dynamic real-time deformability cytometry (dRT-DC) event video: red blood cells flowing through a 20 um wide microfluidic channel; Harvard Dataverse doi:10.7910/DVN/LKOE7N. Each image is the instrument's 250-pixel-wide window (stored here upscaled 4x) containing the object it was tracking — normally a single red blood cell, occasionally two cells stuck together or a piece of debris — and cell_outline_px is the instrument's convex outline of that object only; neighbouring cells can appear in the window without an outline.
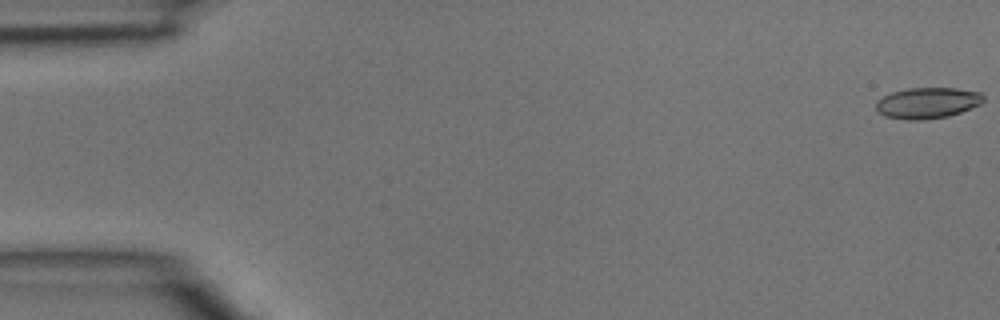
{"species": "common noctule bat (a hibernating species)", "species_latin": "Nyctalus noctula", "temperature_condition": "room temperature", "stored_images_in_passage": 13, "camera_frame_rate_fps": 3000, "um_per_image_px": 0.085, "animal": {"sex": "male", "body_mass_g": 15.6}, "frame": {"image": 1, "passage_image": 1, "time_ms": 0.0, "image_size_px": [1000, 320], "cell_outline_px": [[984, 100], [980, 104], [960, 112], [948, 116], [924, 120], [908, 120], [884, 116], [876, 108], [876, 100], [892, 92], [908, 88], [956, 88], [980, 92], [984, 96]], "centroid_in_image_um": [78.83, 8.75], "position_along_channel_um": 6.2, "area_um2": 19.36}}
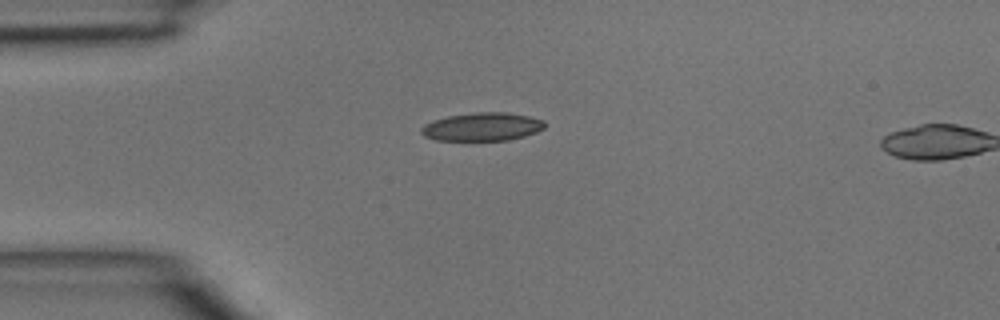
{"frame": {"image": 2, "passage_image": 12, "time_ms": 3.667, "image_size_px": [1000, 320], "cell_outline_px": [[544, 128], [536, 132], [524, 136], [508, 140], [436, 140], [424, 136], [420, 132], [420, 128], [424, 124], [432, 120], [448, 116], [476, 112], [508, 112], [528, 116], [544, 120]], "centroid_in_image_um": [40.96, 10.77], "position_along_channel_um": 44.0, "area_um2": 20.35}}